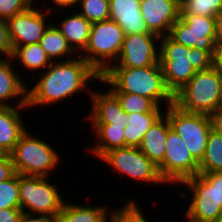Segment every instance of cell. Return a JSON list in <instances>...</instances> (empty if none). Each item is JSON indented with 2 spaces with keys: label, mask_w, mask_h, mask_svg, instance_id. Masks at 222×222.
I'll return each instance as SVG.
<instances>
[{
  "label": "cell",
  "mask_w": 222,
  "mask_h": 222,
  "mask_svg": "<svg viewBox=\"0 0 222 222\" xmlns=\"http://www.w3.org/2000/svg\"><path fill=\"white\" fill-rule=\"evenodd\" d=\"M33 87L27 88V107L62 102L81 91H88V83L99 82L101 75L80 55L67 61L52 62L42 71ZM88 84V85H87Z\"/></svg>",
  "instance_id": "1"
},
{
  "label": "cell",
  "mask_w": 222,
  "mask_h": 222,
  "mask_svg": "<svg viewBox=\"0 0 222 222\" xmlns=\"http://www.w3.org/2000/svg\"><path fill=\"white\" fill-rule=\"evenodd\" d=\"M100 82L108 85L112 93L138 94L152 99L159 107L174 104V95L166 87L159 62L143 68L109 67Z\"/></svg>",
  "instance_id": "2"
},
{
  "label": "cell",
  "mask_w": 222,
  "mask_h": 222,
  "mask_svg": "<svg viewBox=\"0 0 222 222\" xmlns=\"http://www.w3.org/2000/svg\"><path fill=\"white\" fill-rule=\"evenodd\" d=\"M159 63L166 87L174 95L194 76L196 71L212 67V56L195 47L173 41L168 35L160 38Z\"/></svg>",
  "instance_id": "3"
},
{
  "label": "cell",
  "mask_w": 222,
  "mask_h": 222,
  "mask_svg": "<svg viewBox=\"0 0 222 222\" xmlns=\"http://www.w3.org/2000/svg\"><path fill=\"white\" fill-rule=\"evenodd\" d=\"M222 75L212 67L196 71L174 94V105L189 113L212 114L220 109Z\"/></svg>",
  "instance_id": "4"
},
{
  "label": "cell",
  "mask_w": 222,
  "mask_h": 222,
  "mask_svg": "<svg viewBox=\"0 0 222 222\" xmlns=\"http://www.w3.org/2000/svg\"><path fill=\"white\" fill-rule=\"evenodd\" d=\"M26 130L10 153L15 173L27 176L51 177L58 167L60 154L44 139Z\"/></svg>",
  "instance_id": "5"
},
{
  "label": "cell",
  "mask_w": 222,
  "mask_h": 222,
  "mask_svg": "<svg viewBox=\"0 0 222 222\" xmlns=\"http://www.w3.org/2000/svg\"><path fill=\"white\" fill-rule=\"evenodd\" d=\"M124 39L125 33L112 19L92 23L88 44L80 56L102 75L119 58Z\"/></svg>",
  "instance_id": "6"
},
{
  "label": "cell",
  "mask_w": 222,
  "mask_h": 222,
  "mask_svg": "<svg viewBox=\"0 0 222 222\" xmlns=\"http://www.w3.org/2000/svg\"><path fill=\"white\" fill-rule=\"evenodd\" d=\"M48 180L50 177L19 174V198L22 212L49 215L55 218L58 216L65 198L61 195L56 183Z\"/></svg>",
  "instance_id": "7"
},
{
  "label": "cell",
  "mask_w": 222,
  "mask_h": 222,
  "mask_svg": "<svg viewBox=\"0 0 222 222\" xmlns=\"http://www.w3.org/2000/svg\"><path fill=\"white\" fill-rule=\"evenodd\" d=\"M163 109L171 129L180 136L189 152L200 162L205 154L208 136L212 129L210 116L185 112L174 104Z\"/></svg>",
  "instance_id": "8"
},
{
  "label": "cell",
  "mask_w": 222,
  "mask_h": 222,
  "mask_svg": "<svg viewBox=\"0 0 222 222\" xmlns=\"http://www.w3.org/2000/svg\"><path fill=\"white\" fill-rule=\"evenodd\" d=\"M119 175L131 177L138 182L166 184L161 178L158 167L137 147H120L109 150L101 158Z\"/></svg>",
  "instance_id": "9"
},
{
  "label": "cell",
  "mask_w": 222,
  "mask_h": 222,
  "mask_svg": "<svg viewBox=\"0 0 222 222\" xmlns=\"http://www.w3.org/2000/svg\"><path fill=\"white\" fill-rule=\"evenodd\" d=\"M217 17L180 14L171 26L168 36L186 47L207 51L211 56L215 50Z\"/></svg>",
  "instance_id": "10"
},
{
  "label": "cell",
  "mask_w": 222,
  "mask_h": 222,
  "mask_svg": "<svg viewBox=\"0 0 222 222\" xmlns=\"http://www.w3.org/2000/svg\"><path fill=\"white\" fill-rule=\"evenodd\" d=\"M161 178L168 184H180L198 174L199 162L189 152L180 136L168 130L163 161L157 166Z\"/></svg>",
  "instance_id": "11"
},
{
  "label": "cell",
  "mask_w": 222,
  "mask_h": 222,
  "mask_svg": "<svg viewBox=\"0 0 222 222\" xmlns=\"http://www.w3.org/2000/svg\"><path fill=\"white\" fill-rule=\"evenodd\" d=\"M160 36L154 33L125 35L117 61L110 67L143 68L159 62Z\"/></svg>",
  "instance_id": "12"
},
{
  "label": "cell",
  "mask_w": 222,
  "mask_h": 222,
  "mask_svg": "<svg viewBox=\"0 0 222 222\" xmlns=\"http://www.w3.org/2000/svg\"><path fill=\"white\" fill-rule=\"evenodd\" d=\"M192 191L191 202L186 211L185 219L191 222H215L222 212V205L214 197V184H211L202 174L181 182Z\"/></svg>",
  "instance_id": "13"
},
{
  "label": "cell",
  "mask_w": 222,
  "mask_h": 222,
  "mask_svg": "<svg viewBox=\"0 0 222 222\" xmlns=\"http://www.w3.org/2000/svg\"><path fill=\"white\" fill-rule=\"evenodd\" d=\"M32 5L29 9L7 20L12 46H25L38 43L51 23L47 22V10ZM43 11V12H42Z\"/></svg>",
  "instance_id": "14"
},
{
  "label": "cell",
  "mask_w": 222,
  "mask_h": 222,
  "mask_svg": "<svg viewBox=\"0 0 222 222\" xmlns=\"http://www.w3.org/2000/svg\"><path fill=\"white\" fill-rule=\"evenodd\" d=\"M140 11L149 32L167 36L179 19L180 0H140Z\"/></svg>",
  "instance_id": "15"
},
{
  "label": "cell",
  "mask_w": 222,
  "mask_h": 222,
  "mask_svg": "<svg viewBox=\"0 0 222 222\" xmlns=\"http://www.w3.org/2000/svg\"><path fill=\"white\" fill-rule=\"evenodd\" d=\"M90 113L87 120L90 124H113L114 126H126L128 114L122 110L118 98L109 90L102 92L89 89Z\"/></svg>",
  "instance_id": "16"
},
{
  "label": "cell",
  "mask_w": 222,
  "mask_h": 222,
  "mask_svg": "<svg viewBox=\"0 0 222 222\" xmlns=\"http://www.w3.org/2000/svg\"><path fill=\"white\" fill-rule=\"evenodd\" d=\"M13 60L0 59V106H27V82L22 80V75L14 71ZM16 98V99H15ZM16 101L13 105L9 100Z\"/></svg>",
  "instance_id": "17"
},
{
  "label": "cell",
  "mask_w": 222,
  "mask_h": 222,
  "mask_svg": "<svg viewBox=\"0 0 222 222\" xmlns=\"http://www.w3.org/2000/svg\"><path fill=\"white\" fill-rule=\"evenodd\" d=\"M110 19L115 21L125 35L151 33L140 11V0H109Z\"/></svg>",
  "instance_id": "18"
},
{
  "label": "cell",
  "mask_w": 222,
  "mask_h": 222,
  "mask_svg": "<svg viewBox=\"0 0 222 222\" xmlns=\"http://www.w3.org/2000/svg\"><path fill=\"white\" fill-rule=\"evenodd\" d=\"M27 106H0V148L11 153L20 136L27 130L21 115Z\"/></svg>",
  "instance_id": "19"
},
{
  "label": "cell",
  "mask_w": 222,
  "mask_h": 222,
  "mask_svg": "<svg viewBox=\"0 0 222 222\" xmlns=\"http://www.w3.org/2000/svg\"><path fill=\"white\" fill-rule=\"evenodd\" d=\"M170 128L168 117L163 113L144 134L138 147L156 166L164 159L165 143Z\"/></svg>",
  "instance_id": "20"
},
{
  "label": "cell",
  "mask_w": 222,
  "mask_h": 222,
  "mask_svg": "<svg viewBox=\"0 0 222 222\" xmlns=\"http://www.w3.org/2000/svg\"><path fill=\"white\" fill-rule=\"evenodd\" d=\"M68 15L56 23V27L68 40L72 49L80 55L86 48L89 40L91 23L78 11L74 9ZM58 24V25H57Z\"/></svg>",
  "instance_id": "21"
},
{
  "label": "cell",
  "mask_w": 222,
  "mask_h": 222,
  "mask_svg": "<svg viewBox=\"0 0 222 222\" xmlns=\"http://www.w3.org/2000/svg\"><path fill=\"white\" fill-rule=\"evenodd\" d=\"M97 206H82L65 201L63 208L56 217V222H110L115 209L109 210V206L106 205Z\"/></svg>",
  "instance_id": "22"
},
{
  "label": "cell",
  "mask_w": 222,
  "mask_h": 222,
  "mask_svg": "<svg viewBox=\"0 0 222 222\" xmlns=\"http://www.w3.org/2000/svg\"><path fill=\"white\" fill-rule=\"evenodd\" d=\"M53 23V25L50 24L45 30L39 44L52 62L74 59L78 54L72 49L68 40L56 27L55 22Z\"/></svg>",
  "instance_id": "23"
},
{
  "label": "cell",
  "mask_w": 222,
  "mask_h": 222,
  "mask_svg": "<svg viewBox=\"0 0 222 222\" xmlns=\"http://www.w3.org/2000/svg\"><path fill=\"white\" fill-rule=\"evenodd\" d=\"M94 137L97 136L96 145L89 150L96 158H101L109 150L125 147L123 131L125 126H114L113 124H92Z\"/></svg>",
  "instance_id": "24"
},
{
  "label": "cell",
  "mask_w": 222,
  "mask_h": 222,
  "mask_svg": "<svg viewBox=\"0 0 222 222\" xmlns=\"http://www.w3.org/2000/svg\"><path fill=\"white\" fill-rule=\"evenodd\" d=\"M164 113L163 112H147V113H130L123 131L125 138V147H139L144 134L149 130L152 124Z\"/></svg>",
  "instance_id": "25"
},
{
  "label": "cell",
  "mask_w": 222,
  "mask_h": 222,
  "mask_svg": "<svg viewBox=\"0 0 222 222\" xmlns=\"http://www.w3.org/2000/svg\"><path fill=\"white\" fill-rule=\"evenodd\" d=\"M12 47V60H18L19 66H23L24 69L29 70V73L32 71L33 74L31 76H34L36 71L39 72V70L41 71L42 69L44 71L45 68L49 67L52 63L39 42Z\"/></svg>",
  "instance_id": "26"
},
{
  "label": "cell",
  "mask_w": 222,
  "mask_h": 222,
  "mask_svg": "<svg viewBox=\"0 0 222 222\" xmlns=\"http://www.w3.org/2000/svg\"><path fill=\"white\" fill-rule=\"evenodd\" d=\"M222 172V134L211 129L206 150L199 162L198 173Z\"/></svg>",
  "instance_id": "27"
},
{
  "label": "cell",
  "mask_w": 222,
  "mask_h": 222,
  "mask_svg": "<svg viewBox=\"0 0 222 222\" xmlns=\"http://www.w3.org/2000/svg\"><path fill=\"white\" fill-rule=\"evenodd\" d=\"M119 100L122 110L127 114L130 113H147V112H162V107H159L152 99L128 93H113Z\"/></svg>",
  "instance_id": "28"
},
{
  "label": "cell",
  "mask_w": 222,
  "mask_h": 222,
  "mask_svg": "<svg viewBox=\"0 0 222 222\" xmlns=\"http://www.w3.org/2000/svg\"><path fill=\"white\" fill-rule=\"evenodd\" d=\"M180 14L218 17L222 14V0H180Z\"/></svg>",
  "instance_id": "29"
},
{
  "label": "cell",
  "mask_w": 222,
  "mask_h": 222,
  "mask_svg": "<svg viewBox=\"0 0 222 222\" xmlns=\"http://www.w3.org/2000/svg\"><path fill=\"white\" fill-rule=\"evenodd\" d=\"M76 10L91 24L110 19L109 0H78Z\"/></svg>",
  "instance_id": "30"
},
{
  "label": "cell",
  "mask_w": 222,
  "mask_h": 222,
  "mask_svg": "<svg viewBox=\"0 0 222 222\" xmlns=\"http://www.w3.org/2000/svg\"><path fill=\"white\" fill-rule=\"evenodd\" d=\"M20 208L19 174L0 182V209Z\"/></svg>",
  "instance_id": "31"
},
{
  "label": "cell",
  "mask_w": 222,
  "mask_h": 222,
  "mask_svg": "<svg viewBox=\"0 0 222 222\" xmlns=\"http://www.w3.org/2000/svg\"><path fill=\"white\" fill-rule=\"evenodd\" d=\"M122 203L125 205L114 210L110 222H150L134 199L128 201L124 199Z\"/></svg>",
  "instance_id": "32"
},
{
  "label": "cell",
  "mask_w": 222,
  "mask_h": 222,
  "mask_svg": "<svg viewBox=\"0 0 222 222\" xmlns=\"http://www.w3.org/2000/svg\"><path fill=\"white\" fill-rule=\"evenodd\" d=\"M35 2V0H0V19L7 21L29 9Z\"/></svg>",
  "instance_id": "33"
},
{
  "label": "cell",
  "mask_w": 222,
  "mask_h": 222,
  "mask_svg": "<svg viewBox=\"0 0 222 222\" xmlns=\"http://www.w3.org/2000/svg\"><path fill=\"white\" fill-rule=\"evenodd\" d=\"M12 52L13 47L9 38L7 21L0 19V57L9 58Z\"/></svg>",
  "instance_id": "34"
},
{
  "label": "cell",
  "mask_w": 222,
  "mask_h": 222,
  "mask_svg": "<svg viewBox=\"0 0 222 222\" xmlns=\"http://www.w3.org/2000/svg\"><path fill=\"white\" fill-rule=\"evenodd\" d=\"M15 174L11 155L5 153L0 157V182L6 181Z\"/></svg>",
  "instance_id": "35"
},
{
  "label": "cell",
  "mask_w": 222,
  "mask_h": 222,
  "mask_svg": "<svg viewBox=\"0 0 222 222\" xmlns=\"http://www.w3.org/2000/svg\"><path fill=\"white\" fill-rule=\"evenodd\" d=\"M202 174L211 184H214V197L222 205V172Z\"/></svg>",
  "instance_id": "36"
},
{
  "label": "cell",
  "mask_w": 222,
  "mask_h": 222,
  "mask_svg": "<svg viewBox=\"0 0 222 222\" xmlns=\"http://www.w3.org/2000/svg\"><path fill=\"white\" fill-rule=\"evenodd\" d=\"M37 1H39V0H37ZM50 2H51V4H54V5H52V6H50V5H48V6H46V7H42L43 9H45V10H47L49 13H54V11L57 13H62L63 12V9H65V7H66V9L67 8H69L70 10L69 11H71L72 9L71 8H73V10H74V7H75V9H76V7H77V4H78V0H49ZM58 7V8H56V6ZM48 7V8H47ZM52 7H55V10L52 8ZM58 9L60 10V11H58ZM54 10V11H53ZM62 11V12H61Z\"/></svg>",
  "instance_id": "37"
},
{
  "label": "cell",
  "mask_w": 222,
  "mask_h": 222,
  "mask_svg": "<svg viewBox=\"0 0 222 222\" xmlns=\"http://www.w3.org/2000/svg\"><path fill=\"white\" fill-rule=\"evenodd\" d=\"M22 213L20 208L0 209V222H18Z\"/></svg>",
  "instance_id": "38"
},
{
  "label": "cell",
  "mask_w": 222,
  "mask_h": 222,
  "mask_svg": "<svg viewBox=\"0 0 222 222\" xmlns=\"http://www.w3.org/2000/svg\"><path fill=\"white\" fill-rule=\"evenodd\" d=\"M18 222H56V218L49 215L29 214L23 212Z\"/></svg>",
  "instance_id": "39"
},
{
  "label": "cell",
  "mask_w": 222,
  "mask_h": 222,
  "mask_svg": "<svg viewBox=\"0 0 222 222\" xmlns=\"http://www.w3.org/2000/svg\"><path fill=\"white\" fill-rule=\"evenodd\" d=\"M209 116L211 120L212 129L215 132L222 134V109L220 108Z\"/></svg>",
  "instance_id": "40"
},
{
  "label": "cell",
  "mask_w": 222,
  "mask_h": 222,
  "mask_svg": "<svg viewBox=\"0 0 222 222\" xmlns=\"http://www.w3.org/2000/svg\"><path fill=\"white\" fill-rule=\"evenodd\" d=\"M212 68L222 75V47H215L212 55Z\"/></svg>",
  "instance_id": "41"
},
{
  "label": "cell",
  "mask_w": 222,
  "mask_h": 222,
  "mask_svg": "<svg viewBox=\"0 0 222 222\" xmlns=\"http://www.w3.org/2000/svg\"><path fill=\"white\" fill-rule=\"evenodd\" d=\"M215 47H222V14L217 17Z\"/></svg>",
  "instance_id": "42"
},
{
  "label": "cell",
  "mask_w": 222,
  "mask_h": 222,
  "mask_svg": "<svg viewBox=\"0 0 222 222\" xmlns=\"http://www.w3.org/2000/svg\"><path fill=\"white\" fill-rule=\"evenodd\" d=\"M215 222H222V212L218 216L217 220Z\"/></svg>",
  "instance_id": "43"
},
{
  "label": "cell",
  "mask_w": 222,
  "mask_h": 222,
  "mask_svg": "<svg viewBox=\"0 0 222 222\" xmlns=\"http://www.w3.org/2000/svg\"><path fill=\"white\" fill-rule=\"evenodd\" d=\"M5 154L4 150L0 148V157H2Z\"/></svg>",
  "instance_id": "44"
},
{
  "label": "cell",
  "mask_w": 222,
  "mask_h": 222,
  "mask_svg": "<svg viewBox=\"0 0 222 222\" xmlns=\"http://www.w3.org/2000/svg\"><path fill=\"white\" fill-rule=\"evenodd\" d=\"M220 108L222 109V90H221V105Z\"/></svg>",
  "instance_id": "45"
}]
</instances>
